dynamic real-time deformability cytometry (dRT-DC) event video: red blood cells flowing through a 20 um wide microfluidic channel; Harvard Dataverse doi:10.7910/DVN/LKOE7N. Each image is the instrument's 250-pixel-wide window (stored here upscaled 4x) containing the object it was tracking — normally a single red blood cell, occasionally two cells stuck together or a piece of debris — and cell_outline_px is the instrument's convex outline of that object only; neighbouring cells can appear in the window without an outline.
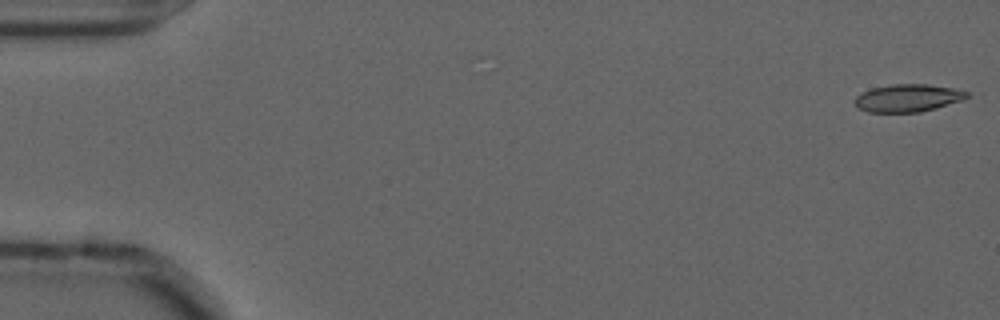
{"species": "common noctule bat (a hibernating species)", "species_latin": "Nyctalus noctula", "temperature_condition": "cold", "stored_images_in_passage": 56, "camera_frame_rate_fps": 3000, "um_per_image_px": 0.085, "animal": {"sex": "male", "forearm_length_mm": 52.5}, "frame": {"image": 1, "passage_image": 1, "time_ms": 0.0, "image_size_px": [1000, 320], "cell_outline_px": [[968, 96], [964, 100], [936, 108], [920, 112], [868, 112], [860, 108], [852, 100], [856, 96], [872, 88], [892, 84], [928, 84], [952, 88], [968, 92]], "centroid_in_image_um": [77.18, 8.33], "position_along_channel_um": 7.8, "area_um2": 17.98}}
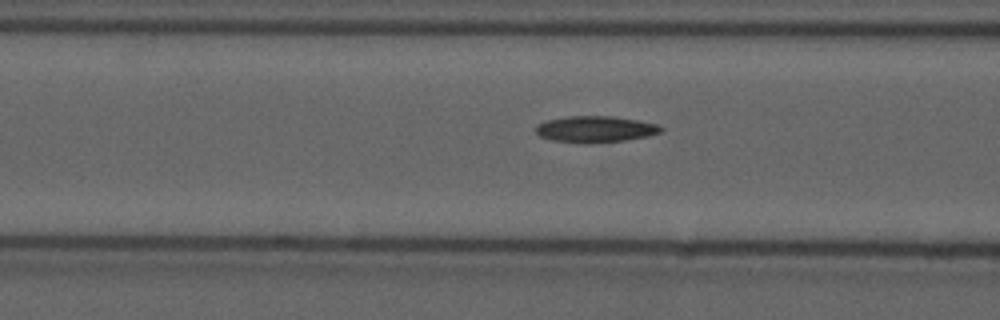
{"frame": {"image": 2, "passage_image": 22, "time_ms": 7.0, "image_size_px": [1000, 320], "cell_outline_px": [[664, 128], [660, 132], [648, 136], [624, 140], [588, 144], [584, 144], [552, 140], [540, 136], [536, 132], [536, 124], [548, 120], [568, 116], [612, 116], [636, 120], [656, 124]], "centroid_in_image_um": [50.58, 10.99], "position_along_channel_um": 116.0, "area_um2": 19.19}}
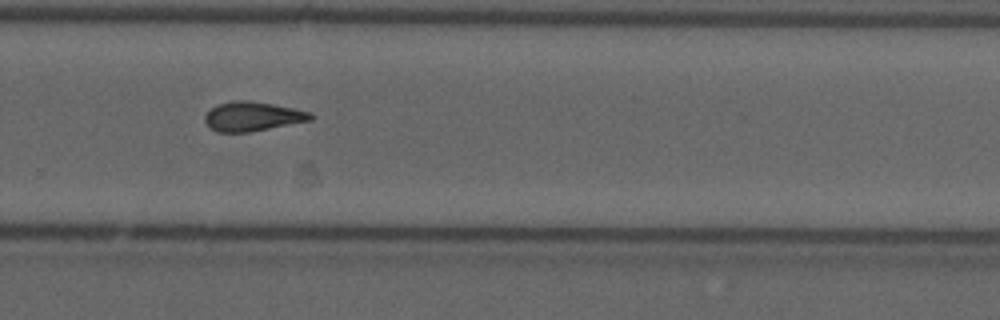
{"frame": {"image": 3, "passage_image": 38, "time_ms": 12.333, "image_size_px": [1000, 320], "cell_outline_px": [[316, 116], [312, 120], [248, 132], [216, 132], [204, 120], [204, 116], [216, 104], [236, 100], [244, 100], [272, 104], [312, 112]], "centroid_in_image_um": [21.49, 9.89], "position_along_channel_um": 308.3, "area_um2": 17.92}, "authors_computed_cell_mechanics": {"area_um2": 18.207, "velocity_mm_per_s": 3.6176, "shape_relaxation_time_tau1_ms": null, "shape_relaxation_time_tau2_ms": 10.5845, "deformation_change_tau1": null, "deformation_change_tau2": 0.2291}}